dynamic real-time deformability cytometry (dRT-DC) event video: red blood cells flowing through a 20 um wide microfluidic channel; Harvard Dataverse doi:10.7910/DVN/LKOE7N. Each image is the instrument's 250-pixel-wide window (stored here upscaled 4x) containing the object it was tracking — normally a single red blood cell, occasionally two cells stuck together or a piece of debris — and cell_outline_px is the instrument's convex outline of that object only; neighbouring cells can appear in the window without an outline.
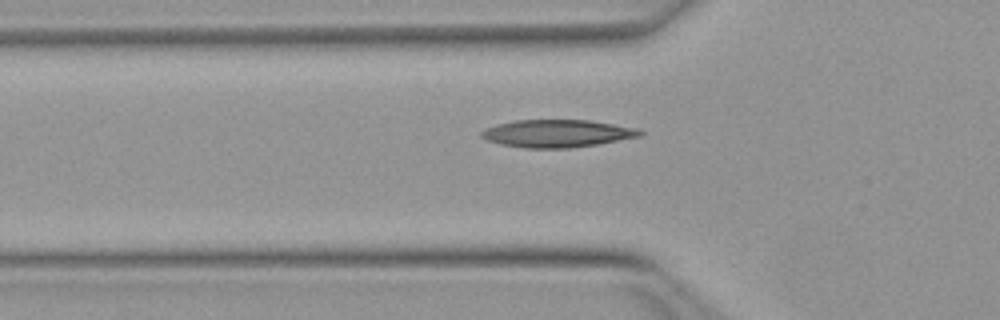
{"species": "Egyptian fruit bat (a non-hibernating species)", "species_latin": "Rousettus aegyptiacus", "temperature_condition": "warm", "stored_images_in_passage": 37, "camera_frame_rate_fps": 3000, "um_per_image_px": 0.085, "animal": {"sex": "female"}, "frame": {"image": 1, "passage_image": 9, "time_ms": 2.667, "image_size_px": [1000, 320], "cell_outline_px": [[644, 132], [640, 136], [596, 144], [568, 148], [524, 148], [500, 144], [488, 140], [480, 136], [480, 132], [484, 128], [496, 124], [516, 120], [588, 120], [640, 128]], "centroid_in_image_um": [47.33, 11.34], "position_along_channel_um": 78.5, "area_um2": 25.49}}
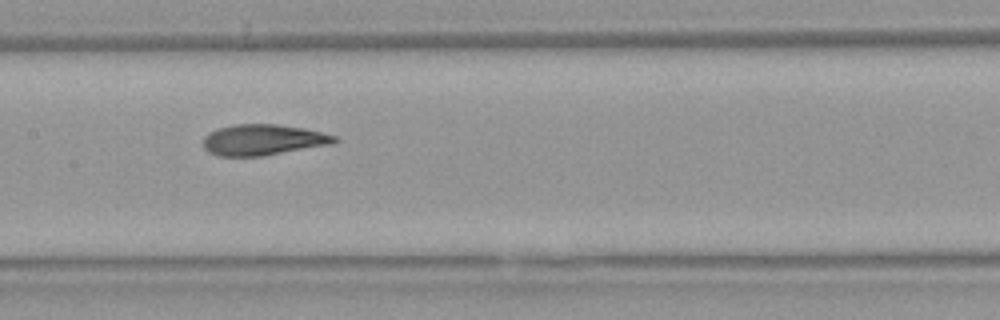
{"frame": {"image": 2, "passage_image": 17, "time_ms": 5.333, "image_size_px": [1000, 320], "cell_outline_px": [[340, 140], [336, 144], [264, 156], [220, 156], [208, 152], [204, 148], [204, 136], [208, 132], [220, 128], [236, 124], [276, 124], [304, 128], [336, 136]], "centroid_in_image_um": [22.41, 11.89], "position_along_channel_um": 185.0, "area_um2": 23.87}}
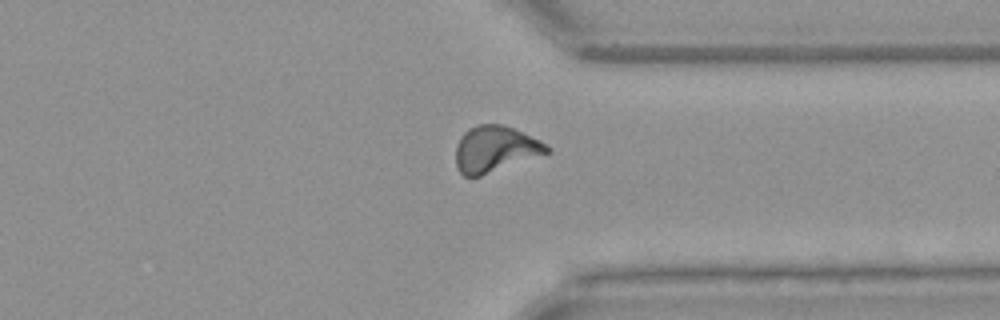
{"frame": {"image": 3, "passage_image": 31, "time_ms": 10.0, "image_size_px": [1000, 320], "cell_outline_px": [[552, 152], [480, 176], [464, 176], [460, 172], [456, 164], [456, 144], [460, 136], [468, 128], [476, 124], [500, 124], [512, 128], [540, 140], [552, 148]], "centroid_in_image_um": [42.09, 12.66], "position_along_channel_um": 369.3, "area_um2": 24.57}}